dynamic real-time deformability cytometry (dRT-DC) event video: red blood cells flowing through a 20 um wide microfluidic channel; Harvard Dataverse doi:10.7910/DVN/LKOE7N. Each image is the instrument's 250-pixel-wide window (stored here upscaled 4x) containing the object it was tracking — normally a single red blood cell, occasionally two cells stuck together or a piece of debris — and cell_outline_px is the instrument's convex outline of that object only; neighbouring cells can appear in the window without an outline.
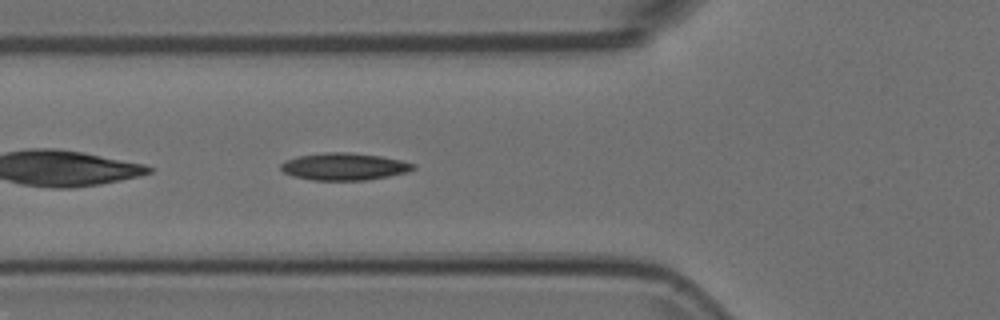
{"species": "Egyptian fruit bat (a non-hibernating species)", "species_latin": "Rousettus aegyptiacus", "temperature_condition": "room temperature", "stored_images_in_passage": 40, "camera_frame_rate_fps": 3000, "um_per_image_px": 0.085, "animal": {"sex": "female"}, "frame": {"image": 1, "passage_image": 4, "time_ms": 1.0, "image_size_px": [1000, 320], "cell_outline_px": [[416, 168], [408, 172], [388, 176], [364, 180], [312, 180], [292, 176], [284, 172], [280, 168], [280, 164], [284, 160], [300, 156], [324, 152], [348, 152], [380, 156], [400, 160], [416, 164]], "centroid_in_image_um": [29.24, 14.16], "position_along_channel_um": 96.6, "area_um2": 20.98}}
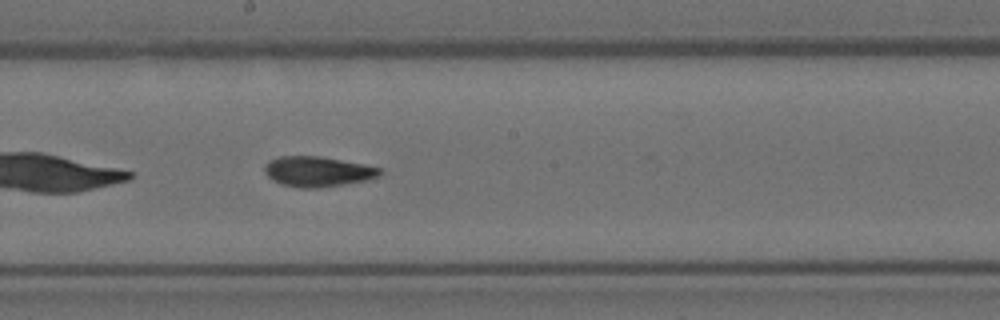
{"frame": {"image": 2, "passage_image": 14, "time_ms": 4.333, "image_size_px": [1000, 320], "cell_outline_px": [[384, 172], [380, 176], [368, 180], [344, 184], [316, 188], [296, 188], [280, 184], [272, 180], [264, 172], [264, 164], [268, 160], [280, 156], [320, 156], [364, 164], [380, 168]], "centroid_in_image_um": [26.99, 14.58], "position_along_channel_um": 221.2, "area_um2": 20.58}}
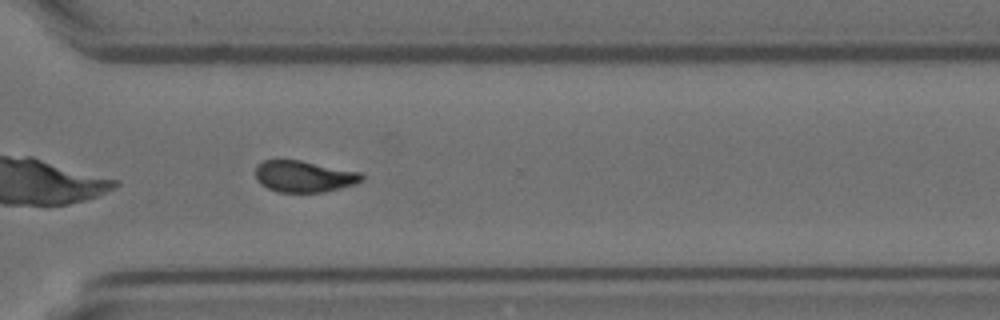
{"frame": {"image": 3, "passage_image": 24, "time_ms": 7.667, "image_size_px": [1000, 320], "cell_outline_px": [[364, 180], [356, 184], [324, 192], [280, 192], [268, 188], [260, 184], [256, 180], [256, 164], [264, 160], [300, 160], [360, 172], [364, 176]], "centroid_in_image_um": [25.84, 14.99], "position_along_channel_um": 344.8, "area_um2": 19.54}}